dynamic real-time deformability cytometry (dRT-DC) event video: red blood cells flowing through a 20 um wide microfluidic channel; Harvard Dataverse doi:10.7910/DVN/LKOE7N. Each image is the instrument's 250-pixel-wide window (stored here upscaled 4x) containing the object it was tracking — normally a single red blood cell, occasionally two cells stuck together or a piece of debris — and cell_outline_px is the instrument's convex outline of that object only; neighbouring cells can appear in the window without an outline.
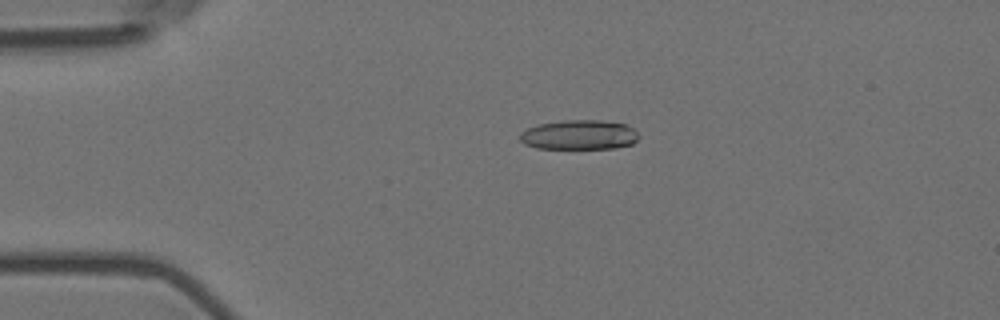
{"species": "Egyptian fruit bat (a non-hibernating species)", "species_latin": "Rousettus aegyptiacus", "temperature_condition": "room temperature", "stored_images_in_passage": 6, "camera_frame_rate_fps": 3000, "um_per_image_px": 0.085, "animal": {"sex": "female"}, "frame": {"image": 1, "passage_image": 2, "time_ms": 0.333, "image_size_px": [1000, 320], "cell_outline_px": [[640, 136], [632, 144], [616, 148], [536, 148], [524, 144], [520, 140], [520, 132], [528, 128], [540, 124], [564, 120], [600, 120], [624, 124], [632, 128]], "centroid_in_image_um": [49.22, 11.46], "position_along_channel_um": 35.8, "area_um2": 20.4}}
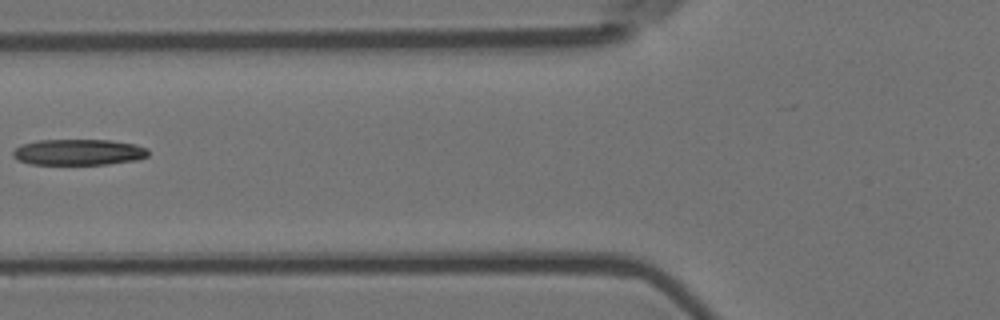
{"frame": {"image": 2, "passage_image": 5, "time_ms": 1.333, "image_size_px": [1000, 320], "cell_outline_px": [[148, 156], [136, 160], [108, 164], [32, 164], [20, 160], [12, 156], [12, 152], [20, 144], [36, 140], [108, 140], [136, 144], [148, 148]], "centroid_in_image_um": [6.68, 12.92], "position_along_channel_um": 119.1, "area_um2": 20.52}}
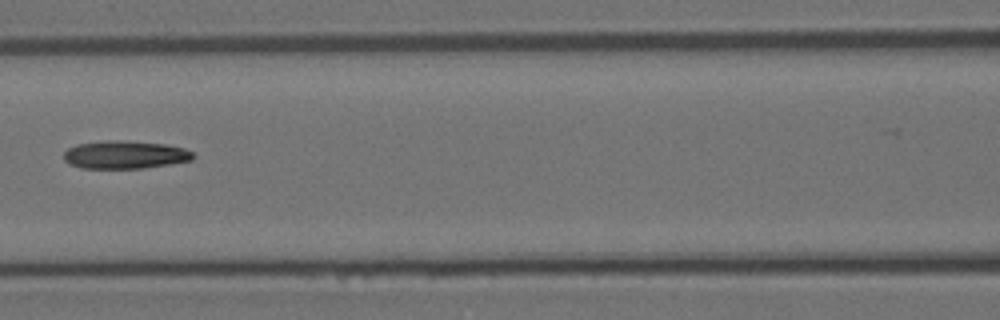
{"frame": {"image": 3, "passage_image": 6, "time_ms": 1.667, "image_size_px": [1000, 320], "cell_outline_px": [[196, 156], [192, 160], [144, 168], [80, 168], [68, 164], [64, 160], [64, 152], [68, 148], [76, 144], [108, 140], [124, 140], [164, 144], [184, 148], [192, 152]], "centroid_in_image_um": [10.6, 13.15], "position_along_channel_um": 156.0, "area_um2": 21.15}}